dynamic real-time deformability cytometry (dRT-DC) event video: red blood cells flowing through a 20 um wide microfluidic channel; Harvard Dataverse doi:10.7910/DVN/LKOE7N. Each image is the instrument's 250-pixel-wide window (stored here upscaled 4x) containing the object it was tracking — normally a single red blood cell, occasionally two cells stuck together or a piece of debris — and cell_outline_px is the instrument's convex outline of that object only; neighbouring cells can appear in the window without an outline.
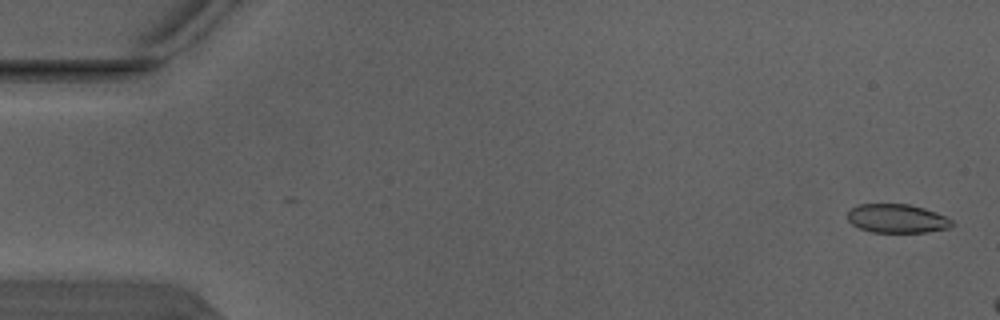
{"species": "Egyptian fruit bat (a non-hibernating species)", "species_latin": "Rousettus aegyptiacus", "temperature_condition": "warm", "stored_images_in_passage": 3, "camera_frame_rate_fps": 3000, "um_per_image_px": 0.085, "animal": {"sex": "male"}, "frame": {"image": 1, "passage_image": 1, "time_ms": 0.0, "image_size_px": [1000, 320], "cell_outline_px": [[952, 224], [948, 228], [928, 232], [872, 232], [860, 228], [852, 224], [848, 220], [848, 212], [852, 208], [860, 204], [908, 204], [924, 208], [936, 212], [952, 220]], "centroid_in_image_um": [76.24, 18.57], "position_along_channel_um": 8.8, "area_um2": 17.34}}